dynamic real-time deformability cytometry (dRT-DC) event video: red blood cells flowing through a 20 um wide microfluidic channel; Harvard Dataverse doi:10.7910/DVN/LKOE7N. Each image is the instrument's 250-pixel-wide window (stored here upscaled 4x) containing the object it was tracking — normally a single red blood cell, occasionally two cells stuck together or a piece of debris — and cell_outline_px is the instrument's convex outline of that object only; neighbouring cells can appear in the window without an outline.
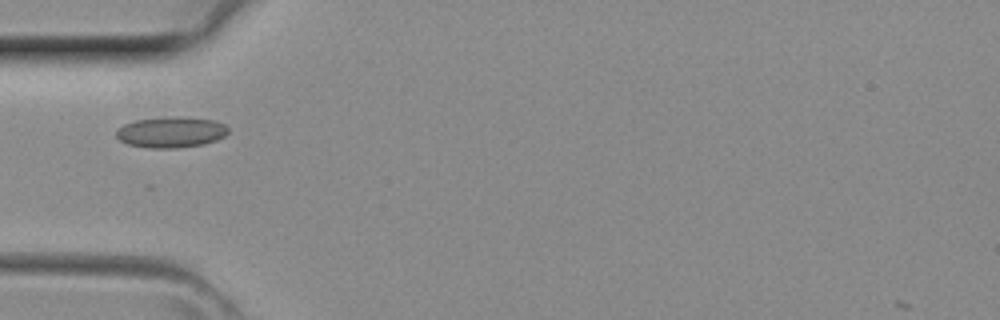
{"species": "common noctule bat (a hibernating species)", "species_latin": "Nyctalus noctula", "temperature_condition": "room temperature", "stored_images_in_passage": 3, "camera_frame_rate_fps": 3000, "um_per_image_px": 0.085, "animal": {"sex": "female", "body_mass_g": 29.2, "forearm_length_mm": 56.3}, "frame": {"image": 1, "passage_image": 3, "time_ms": 0.667, "image_size_px": [1000, 320], "cell_outline_px": [[228, 132], [224, 136], [216, 140], [200, 144], [176, 148], [144, 148], [128, 144], [120, 140], [116, 136], [116, 128], [124, 124], [136, 120], [176, 116], [180, 116], [216, 120], [224, 124], [228, 128]], "centroid_in_image_um": [14.52, 11.23], "position_along_channel_um": 70.5, "area_um2": 20.17}}